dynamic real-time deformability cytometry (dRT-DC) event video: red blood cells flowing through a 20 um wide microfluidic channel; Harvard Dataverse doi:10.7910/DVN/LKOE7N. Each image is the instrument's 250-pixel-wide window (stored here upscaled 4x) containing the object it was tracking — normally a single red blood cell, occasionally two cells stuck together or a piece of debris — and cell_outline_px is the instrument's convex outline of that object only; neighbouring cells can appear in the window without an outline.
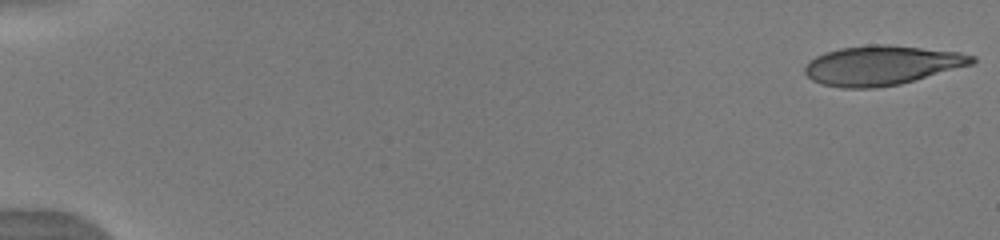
{"species": "human", "species_latin": "Homo sapiens", "temperature_condition": "warm", "stored_images_in_passage": 51, "camera_frame_rate_fps": 3000, "um_per_image_px": 0.085, "donor": {"sex": "male"}, "frame": {"image": 1, "passage_image": 1, "time_ms": 0.0, "image_size_px": [1000, 240], "cell_outline_px": [[976, 60], [972, 64], [900, 84], [876, 88], [844, 88], [820, 84], [812, 80], [804, 72], [804, 68], [808, 60], [824, 52], [840, 48], [868, 44], [888, 44], [960, 52], [976, 56]], "centroid_in_image_um": [74.92, 5.55], "position_along_channel_um": 10.1, "area_um2": 38.61}}
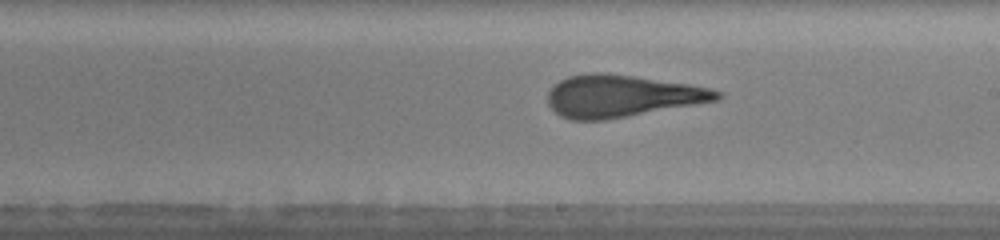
{"frame": {"image": 2, "passage_image": 31, "time_ms": 10.0, "image_size_px": [1000, 240], "cell_outline_px": [[724, 96], [716, 100], [604, 120], [572, 120], [560, 116], [548, 104], [548, 92], [552, 84], [568, 76], [584, 72], [608, 72], [688, 84], [712, 88], [724, 92]], "centroid_in_image_um": [52.8, 8.14], "position_along_channel_um": 236.2, "area_um2": 41.56}}
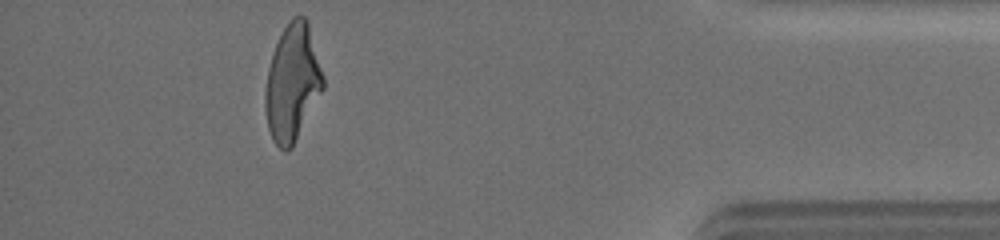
{"frame": {"image": 3, "passage_image": 47, "time_ms": 15.333, "image_size_px": [1000, 240], "cell_outline_px": [[324, 88], [292, 148], [288, 152], [284, 152], [272, 140], [268, 128], [264, 108], [264, 92], [268, 68], [272, 52], [288, 20], [292, 16], [304, 16], [308, 20], [324, 76]], "centroid_in_image_um": [24.85, 7.04], "position_along_channel_um": 410.4, "area_um2": 39.77}, "authors_computed_cell_mechanics": {"area_um2": 40.6334, "velocity_mm_per_s": 4.0137, "shape_relaxation_time_tau1_ms": 7.0015, "shape_relaxation_time_tau2_ms": 1.212, "deformation_change_tau1": 0.2733, "deformation_change_tau2": 0.1117}}